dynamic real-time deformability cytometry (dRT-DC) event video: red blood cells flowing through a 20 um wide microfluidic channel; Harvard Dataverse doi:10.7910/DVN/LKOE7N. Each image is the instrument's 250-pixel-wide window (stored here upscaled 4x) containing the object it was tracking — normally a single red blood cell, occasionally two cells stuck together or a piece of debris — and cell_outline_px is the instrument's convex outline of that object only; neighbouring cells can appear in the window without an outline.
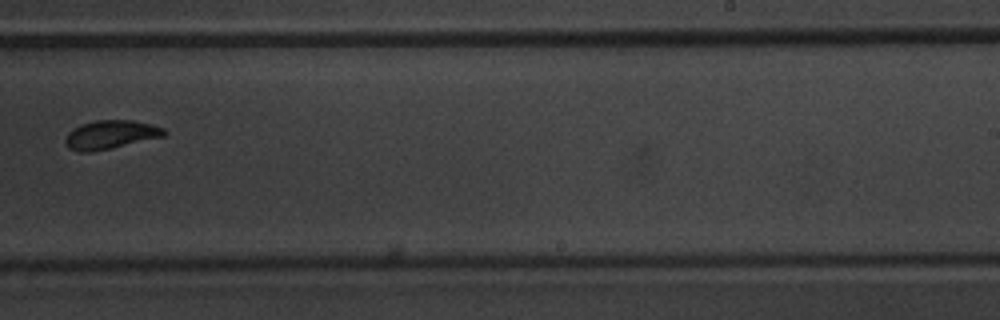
{"species": "common noctule bat (a hibernating species)", "species_latin": "Nyctalus noctula", "temperature_condition": "warm", "stored_images_in_passage": 9, "camera_frame_rate_fps": 3000, "um_per_image_px": 0.085, "animal": {"sex": "male", "body_mass_g": 20.1, "forearm_length_mm": 53.5}, "frame": {"image": 1, "passage_image": 9, "time_ms": 9.333, "image_size_px": [1000, 320], "cell_outline_px": [[168, 132], [164, 136], [112, 148], [88, 152], [80, 152], [68, 148], [64, 140], [68, 132], [72, 128], [80, 124], [96, 120], [132, 120], [152, 124], [164, 128]], "centroid_in_image_um": [9.39, 11.44], "position_along_channel_um": 279.6, "area_um2": 16.59}}